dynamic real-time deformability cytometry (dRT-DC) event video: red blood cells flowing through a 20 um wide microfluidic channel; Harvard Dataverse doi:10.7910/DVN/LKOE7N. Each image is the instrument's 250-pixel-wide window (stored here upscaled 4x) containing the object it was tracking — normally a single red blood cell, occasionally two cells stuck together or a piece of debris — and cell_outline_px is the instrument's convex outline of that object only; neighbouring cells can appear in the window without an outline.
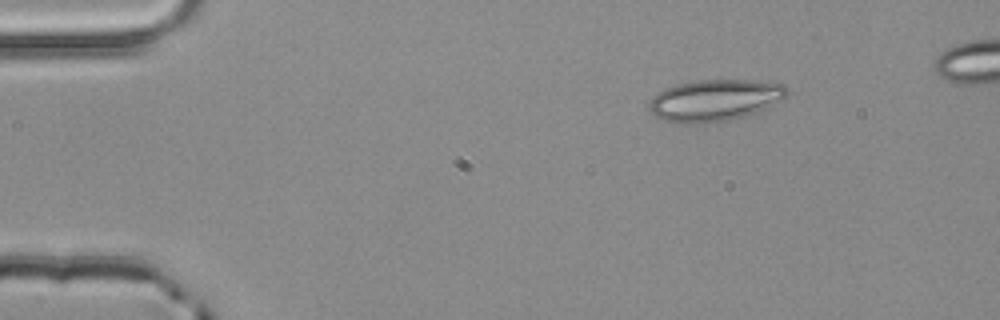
{"species": "common noctule bat (a hibernating species)", "species_latin": "Nyctalus noctula", "temperature_condition": "room temperature", "stored_images_in_passage": 3, "camera_frame_rate_fps": 3000, "um_per_image_px": 0.085, "animal": {"sex": "male", "body_mass_g": 20.4}, "frame": {"image": 1, "passage_image": 1, "time_ms": 0.0, "image_size_px": [1000, 320], "cell_outline_px": [[792, 92], [788, 96], [764, 108], [744, 116], [732, 120], [704, 124], [676, 124], [664, 120], [656, 116], [648, 108], [648, 104], [664, 88], [676, 84], [692, 80], [752, 80], [784, 84]], "centroid_in_image_um": [60.76, 8.53], "position_along_channel_um": 24.2, "area_um2": 33.7}}